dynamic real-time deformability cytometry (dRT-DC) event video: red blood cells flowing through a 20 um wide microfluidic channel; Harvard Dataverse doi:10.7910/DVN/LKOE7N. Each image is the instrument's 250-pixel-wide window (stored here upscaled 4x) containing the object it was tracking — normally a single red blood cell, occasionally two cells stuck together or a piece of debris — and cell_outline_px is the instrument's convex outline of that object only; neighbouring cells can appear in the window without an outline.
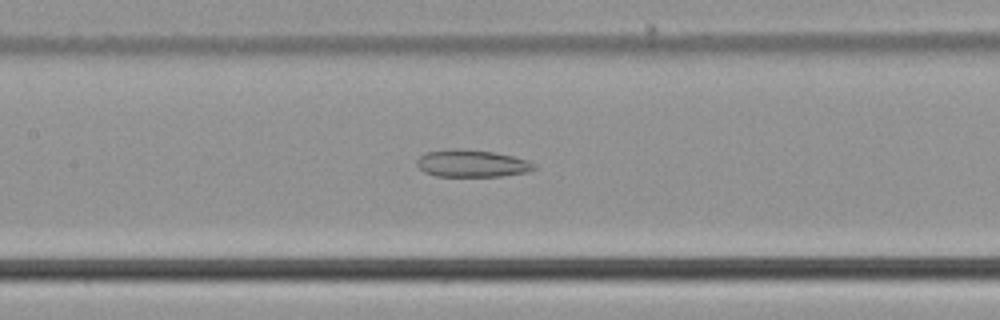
{"species": "common noctule bat (a hibernating species)", "species_latin": "Nyctalus noctula", "temperature_condition": "cold", "stored_images_in_passage": 47, "camera_frame_rate_fps": 3000, "um_per_image_px": 0.085, "animal": {"sex": "male", "body_mass_g": 21.5, "forearm_length_mm": 52.0}, "frame": {"image": 1, "passage_image": 25, "time_ms": 8.0, "image_size_px": [1000, 320], "cell_outline_px": [[536, 168], [528, 172], [504, 176], [436, 176], [424, 172], [416, 164], [416, 160], [420, 156], [428, 152], [448, 148], [460, 148], [492, 152], [512, 156], [528, 160], [536, 164]], "centroid_in_image_um": [40.11, 13.89], "position_along_channel_um": 167.3, "area_um2": 18.73}}
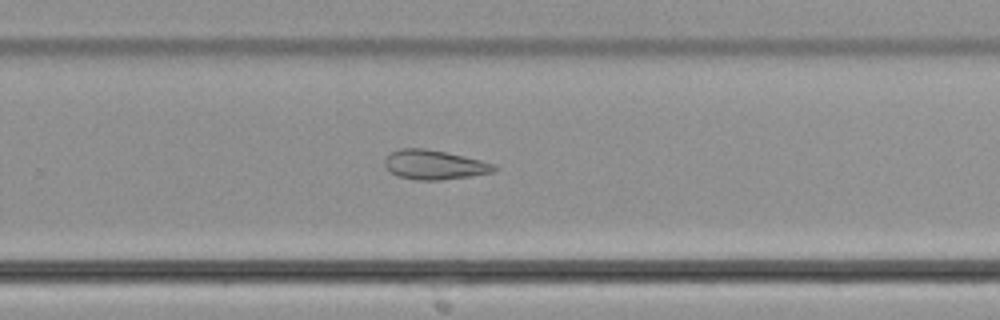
{"frame": {"image": 2, "passage_image": 35, "time_ms": 11.333, "image_size_px": [1000, 320], "cell_outline_px": [[496, 168], [492, 172], [468, 176], [440, 180], [416, 180], [400, 176], [392, 172], [384, 164], [384, 160], [392, 152], [400, 148], [424, 148], [444, 152], [480, 160], [496, 164]], "centroid_in_image_um": [36.91, 14.0], "position_along_channel_um": 292.9, "area_um2": 18.32}}
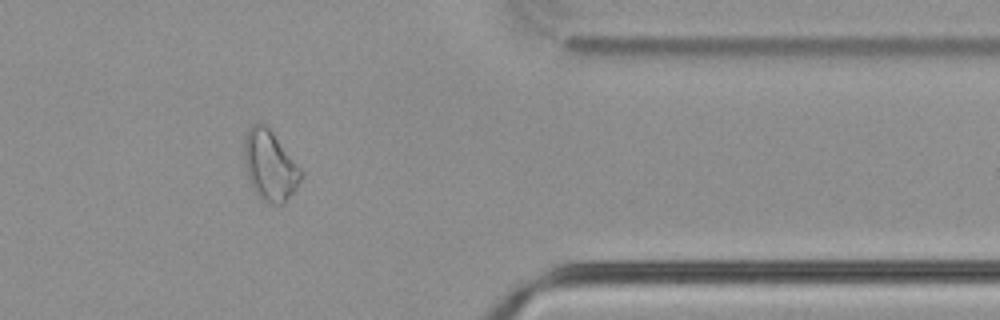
{"frame": {"image": 3, "passage_image": 44, "time_ms": 14.333, "image_size_px": [1000, 320], "cell_outline_px": [[304, 176], [296, 188], [284, 204], [272, 204], [264, 200], [252, 188], [248, 176], [244, 156], [244, 136], [252, 124], [260, 120], [272, 132], [304, 172]], "centroid_in_image_um": [22.95, 14.05], "position_along_channel_um": 388.4, "area_um2": 23.12}}